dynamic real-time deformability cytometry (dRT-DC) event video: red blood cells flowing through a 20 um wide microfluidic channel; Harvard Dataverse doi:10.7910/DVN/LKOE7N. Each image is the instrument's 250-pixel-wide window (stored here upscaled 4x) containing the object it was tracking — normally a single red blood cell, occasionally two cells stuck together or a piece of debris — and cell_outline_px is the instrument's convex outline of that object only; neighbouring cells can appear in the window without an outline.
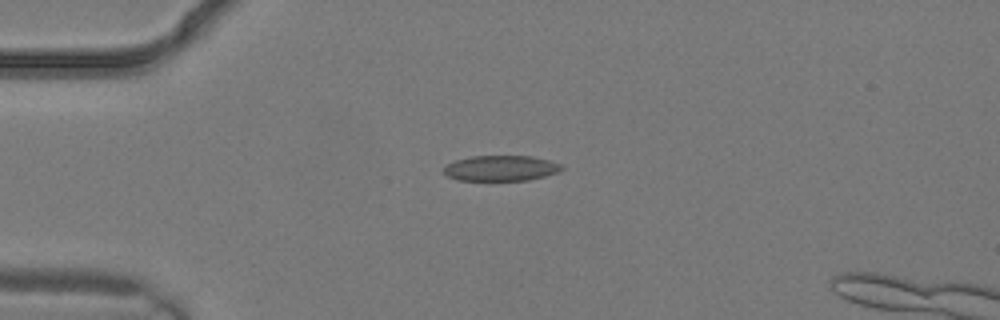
{"species": "common noctule bat (a hibernating species)", "species_latin": "Nyctalus noctula", "temperature_condition": "warm", "stored_images_in_passage": 4, "camera_frame_rate_fps": 3000, "um_per_image_px": 0.085, "animal": {"sex": "male", "body_mass_g": 19.2, "forearm_length_mm": 51.8}, "frame": {"image": 1, "passage_image": 4, "time_ms": 1.0, "image_size_px": [1000, 320], "cell_outline_px": [[564, 168], [560, 172], [528, 180], [456, 180], [448, 176], [444, 172], [444, 168], [448, 164], [456, 160], [472, 156], [532, 156], [548, 160], [560, 164]], "centroid_in_image_um": [42.6, 14.3], "position_along_channel_um": 42.4, "area_um2": 17.4}}